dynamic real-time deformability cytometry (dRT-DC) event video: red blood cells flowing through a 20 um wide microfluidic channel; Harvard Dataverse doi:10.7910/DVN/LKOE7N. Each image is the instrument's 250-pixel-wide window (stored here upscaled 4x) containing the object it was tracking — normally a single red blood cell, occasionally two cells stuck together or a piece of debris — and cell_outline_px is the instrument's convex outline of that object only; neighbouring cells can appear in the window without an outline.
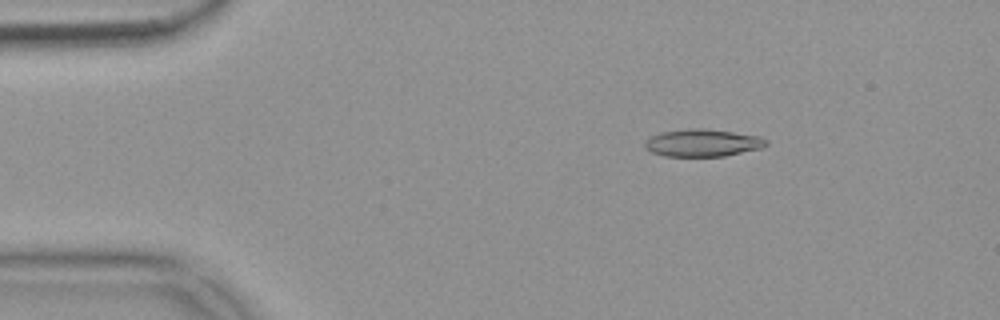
{"species": "common noctule bat (a hibernating species)", "species_latin": "Nyctalus noctula", "temperature_condition": "warm", "stored_images_in_passage": 55, "camera_frame_rate_fps": 3000, "um_per_image_px": 0.085, "animal": {"sex": "female", "body_mass_g": 18.4}, "frame": {"image": 1, "passage_image": 9, "time_ms": 2.667, "image_size_px": [1000, 320], "cell_outline_px": [[768, 144], [764, 148], [724, 156], [664, 156], [652, 152], [644, 148], [644, 140], [652, 136], [664, 132], [692, 128], [704, 128], [760, 136], [768, 140]], "centroid_in_image_um": [59.75, 12.15], "position_along_channel_um": 25.2, "area_um2": 19.42}}
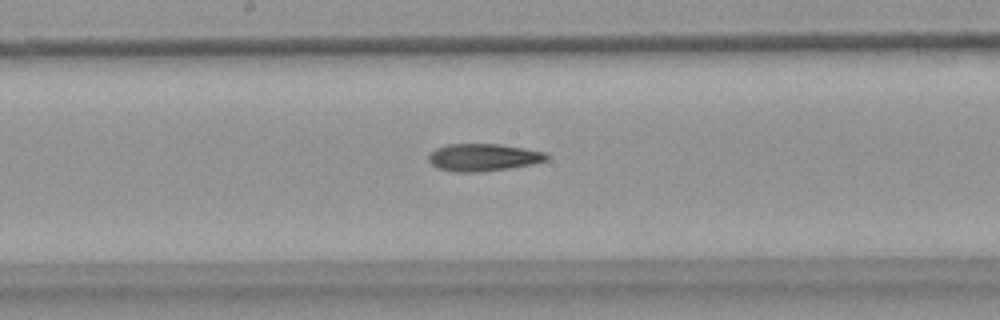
{"frame": {"image": 2, "passage_image": 29, "time_ms": 9.333, "image_size_px": [1000, 320], "cell_outline_px": [[552, 156], [548, 160], [532, 164], [508, 168], [476, 172], [452, 172], [436, 168], [428, 160], [428, 156], [436, 148], [448, 144], [500, 144], [548, 152]], "centroid_in_image_um": [41.11, 13.37], "position_along_channel_um": 207.1, "area_um2": 19.02}}
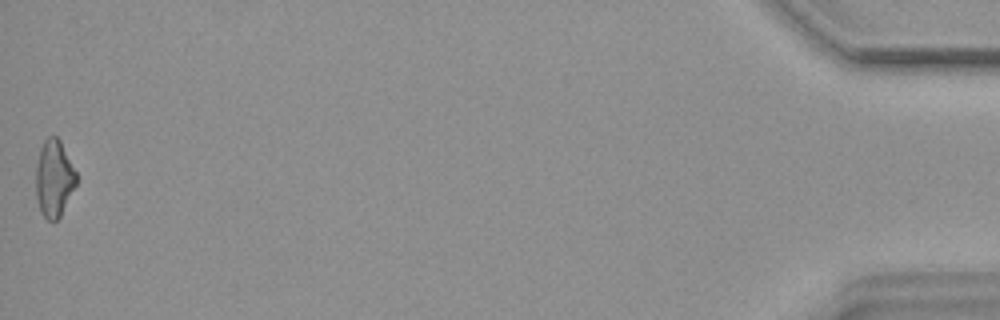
{"frame": {"image": 3, "passage_image": 55, "time_ms": 18.0, "image_size_px": [1000, 320], "cell_outline_px": [[76, 184], [60, 216], [56, 220], [48, 220], [40, 212], [36, 200], [36, 164], [40, 148], [44, 140], [48, 136], [56, 136], [60, 140], [76, 172]], "centroid_in_image_um": [4.57, 15.16], "position_along_channel_um": 430.6, "area_um2": 18.03}}